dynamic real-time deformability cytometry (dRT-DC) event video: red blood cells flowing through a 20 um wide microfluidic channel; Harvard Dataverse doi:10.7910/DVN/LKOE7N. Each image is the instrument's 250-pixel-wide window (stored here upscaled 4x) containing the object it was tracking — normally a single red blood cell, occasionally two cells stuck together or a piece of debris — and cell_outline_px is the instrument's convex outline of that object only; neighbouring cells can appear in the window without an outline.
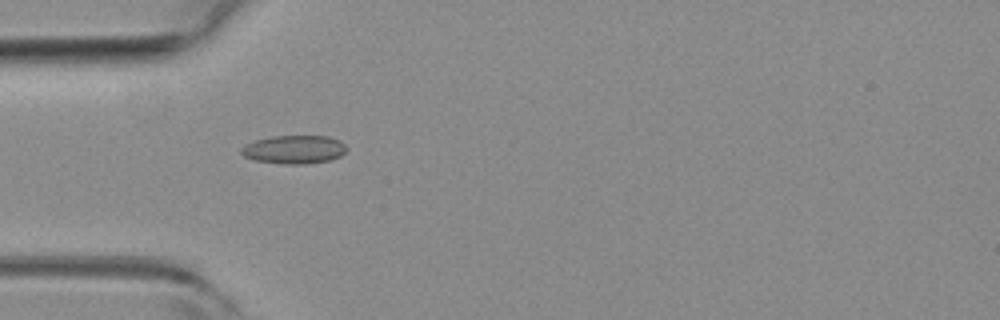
{"species": "common noctule bat (a hibernating species)", "species_latin": "Nyctalus noctula", "temperature_condition": "room temperature", "stored_images_in_passage": 2, "camera_frame_rate_fps": 3000, "um_per_image_px": 0.085, "animal": {"sex": "female", "body_mass_g": 19.3, "forearm_length_mm": 54.1}, "frame": {"image": 1, "passage_image": 1, "time_ms": 0.0, "image_size_px": [1000, 320], "cell_outline_px": [[348, 148], [340, 156], [328, 160], [304, 164], [284, 164], [256, 160], [244, 156], [240, 152], [240, 148], [244, 144], [256, 140], [272, 136], [328, 136], [340, 140]], "centroid_in_image_um": [24.99, 12.7], "position_along_channel_um": 60.0, "area_um2": 17.4}}
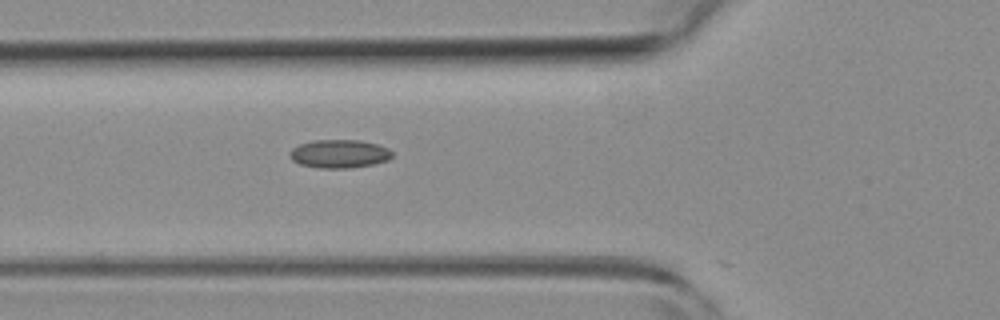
{"frame": {"image": 2, "passage_image": 2, "time_ms": 0.333, "image_size_px": [1000, 320], "cell_outline_px": [[392, 156], [388, 160], [372, 164], [352, 168], [320, 168], [300, 164], [292, 160], [288, 152], [292, 148], [300, 144], [312, 140], [360, 140], [376, 144], [388, 148], [392, 152]], "centroid_in_image_um": [28.82, 13.07], "position_along_channel_um": 97.0, "area_um2": 16.94}}